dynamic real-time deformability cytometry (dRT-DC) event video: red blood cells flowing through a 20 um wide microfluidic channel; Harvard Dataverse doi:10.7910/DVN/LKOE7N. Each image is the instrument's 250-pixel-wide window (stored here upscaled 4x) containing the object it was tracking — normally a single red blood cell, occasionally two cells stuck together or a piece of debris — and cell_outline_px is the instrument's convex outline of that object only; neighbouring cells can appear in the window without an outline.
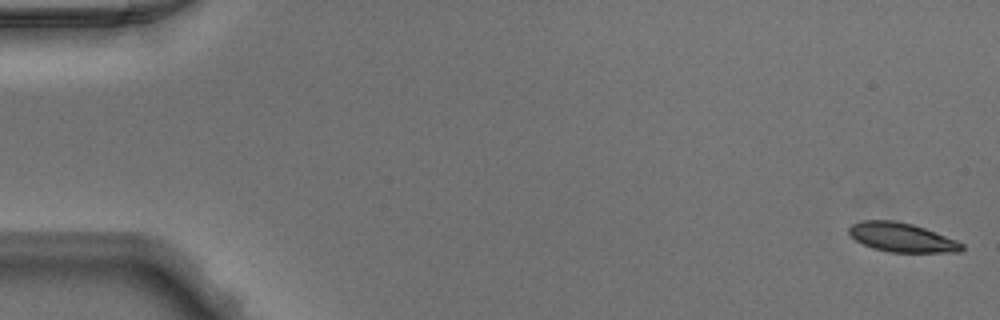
{"species": "Egyptian fruit bat (a non-hibernating species)", "species_latin": "Rousettus aegyptiacus", "temperature_condition": "warm", "stored_images_in_passage": 49, "camera_frame_rate_fps": 3000, "um_per_image_px": 0.085, "animal": {"sex": "male"}, "frame": {"image": 1, "passage_image": 1, "time_ms": 0.0, "image_size_px": [1000, 320], "cell_outline_px": [[964, 248], [960, 252], [888, 252], [872, 248], [856, 240], [848, 232], [848, 228], [852, 224], [864, 220], [892, 220], [912, 224], [924, 228], [956, 240], [964, 244]], "centroid_in_image_um": [76.65, 20.18], "position_along_channel_um": 8.4, "area_um2": 19.02}}
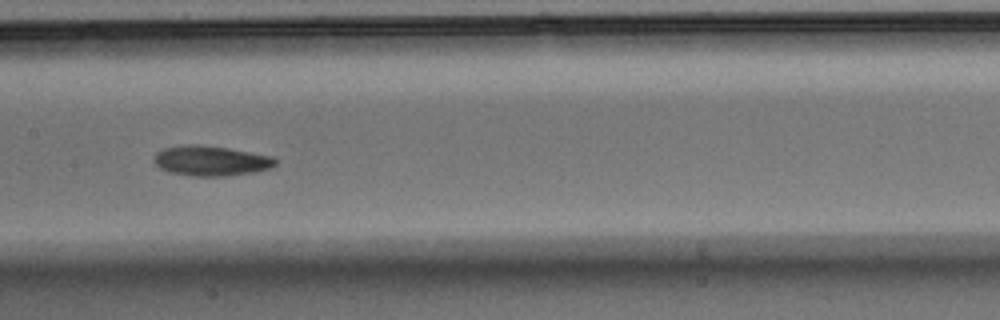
{"frame": {"image": 2, "passage_image": 25, "time_ms": 8.0, "image_size_px": [1000, 320], "cell_outline_px": [[276, 164], [272, 168], [252, 172], [228, 176], [188, 176], [168, 172], [160, 168], [156, 164], [156, 152], [164, 148], [184, 144], [200, 144], [228, 148], [272, 156], [276, 160]], "centroid_in_image_um": [17.93, 13.67], "position_along_channel_um": 189.5, "area_um2": 21.33}}
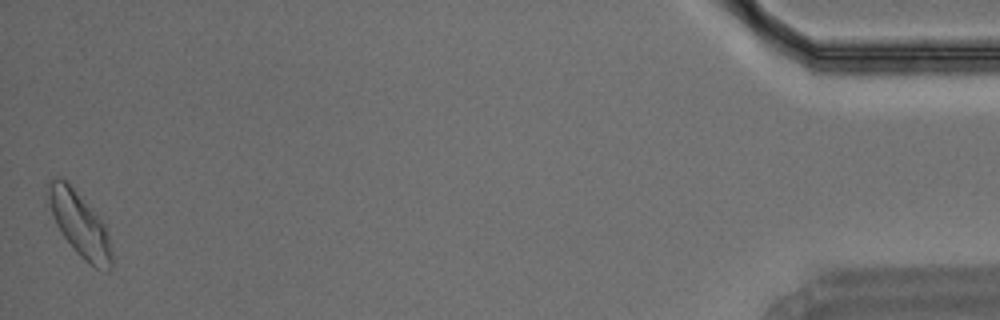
{"frame": {"image": 3, "passage_image": 49, "time_ms": 16.0, "image_size_px": [1000, 320], "cell_outline_px": [[112, 268], [108, 272], [96, 268], [84, 260], [76, 252], [64, 236], [56, 224], [52, 216], [48, 200], [48, 184], [56, 176], [60, 176], [68, 180], [92, 208], [104, 224], [108, 236], [112, 252]], "centroid_in_image_um": [6.78, 19.04], "position_along_channel_um": 428.4, "area_um2": 23.87}}